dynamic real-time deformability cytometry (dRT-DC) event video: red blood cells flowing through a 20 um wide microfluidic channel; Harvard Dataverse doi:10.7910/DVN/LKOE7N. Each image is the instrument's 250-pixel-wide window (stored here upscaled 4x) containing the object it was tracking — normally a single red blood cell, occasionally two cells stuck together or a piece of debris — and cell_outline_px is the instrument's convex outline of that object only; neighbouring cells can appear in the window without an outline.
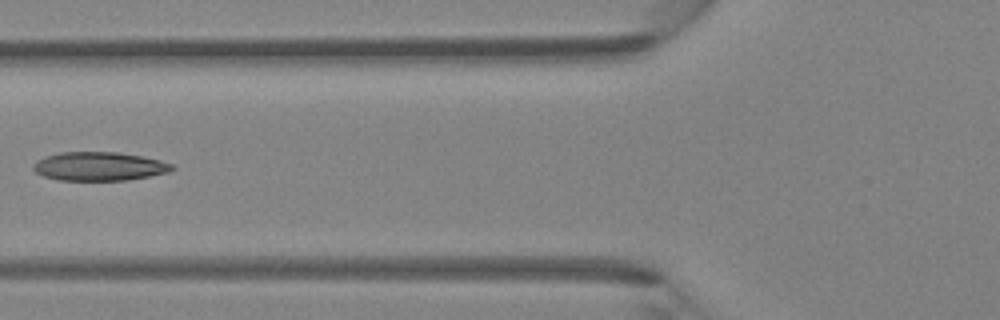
{"species": "Egyptian fruit bat (a non-hibernating species)", "species_latin": "Rousettus aegyptiacus", "temperature_condition": "room temperature", "stored_images_in_passage": 3, "camera_frame_rate_fps": 3000, "um_per_image_px": 0.085, "animal": {"sex": "female"}, "frame": {"image": 1, "passage_image": 3, "time_ms": 0.667, "image_size_px": [1000, 320], "cell_outline_px": [[176, 168], [168, 172], [128, 180], [60, 180], [44, 176], [36, 172], [32, 168], [32, 164], [36, 160], [44, 156], [60, 152], [116, 152], [140, 156], [160, 160], [172, 164]], "centroid_in_image_um": [8.4, 14.13], "position_along_channel_um": 117.4, "area_um2": 23.18}}